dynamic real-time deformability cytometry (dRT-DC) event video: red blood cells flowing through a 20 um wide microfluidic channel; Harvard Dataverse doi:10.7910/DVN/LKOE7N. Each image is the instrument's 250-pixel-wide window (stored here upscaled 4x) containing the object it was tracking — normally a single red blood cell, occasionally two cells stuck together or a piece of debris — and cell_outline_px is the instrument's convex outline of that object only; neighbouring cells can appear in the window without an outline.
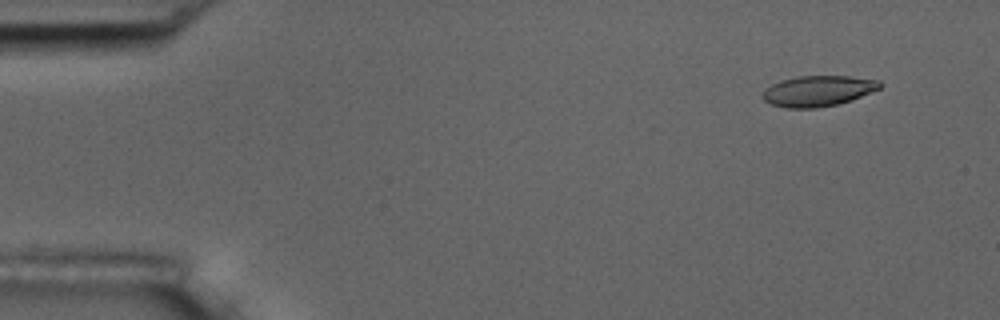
{"species": "common noctule bat (a hibernating species)", "species_latin": "Nyctalus noctula", "temperature_condition": "room temperature", "stored_images_in_passage": 6, "segment_of_instrument_passage": [1, 2], "camera_frame_rate_fps": 3000, "um_per_image_px": 0.085, "animal": {"sex": "male", "body_mass_g": 17.5, "forearm_length_mm": 52.3}, "frame": {"image": 1, "passage_image": 2, "time_ms": 1.0, "image_size_px": [1000, 320], "cell_outline_px": [[884, 84], [880, 88], [852, 100], [836, 104], [816, 108], [788, 108], [772, 104], [764, 100], [760, 96], [764, 88], [772, 84], [796, 76], [848, 76], [880, 80]], "centroid_in_image_um": [69.53, 7.73], "position_along_channel_um": 15.5, "area_um2": 20.98}}